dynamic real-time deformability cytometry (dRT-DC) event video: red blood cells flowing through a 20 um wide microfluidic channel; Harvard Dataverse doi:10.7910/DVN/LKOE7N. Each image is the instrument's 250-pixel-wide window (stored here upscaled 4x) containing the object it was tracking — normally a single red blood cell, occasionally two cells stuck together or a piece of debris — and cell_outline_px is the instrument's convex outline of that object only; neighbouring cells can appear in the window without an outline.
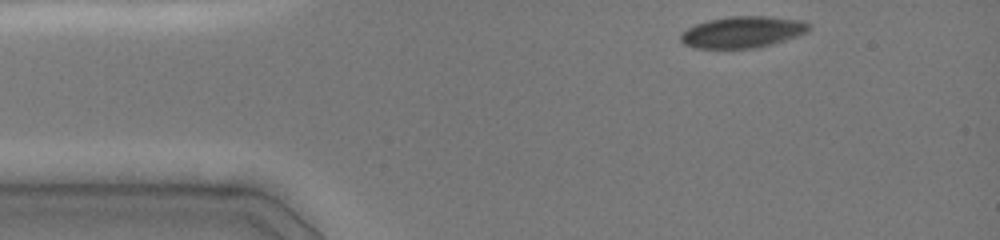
{"species": "common noctule bat (a hibernating species)", "species_latin": "Nyctalus noctula", "temperature_condition": "cold", "stored_images_in_passage": 7, "camera_frame_rate_fps": 3000, "um_per_image_px": 0.085, "animal": {"sex": "female", "body_mass_g": 19.0, "forearm_length_mm": 51.5}, "frame": {"image": 1, "passage_image": 1, "time_ms": 0.0, "image_size_px": [1000, 240], "cell_outline_px": [[812, 28], [808, 32], [760, 48], [696, 48], [684, 44], [680, 40], [680, 36], [688, 28], [696, 24], [708, 20], [732, 16], [764, 16], [804, 20], [812, 24]], "centroid_in_image_um": [63.18, 2.72], "position_along_channel_um": 21.8, "area_um2": 23.58}}
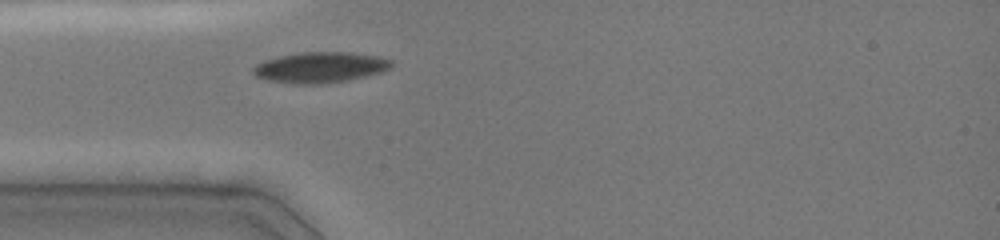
{"frame": {"image": 2, "passage_image": 7, "time_ms": 2.333, "image_size_px": [1000, 240], "cell_outline_px": [[392, 68], [384, 72], [348, 80], [320, 84], [292, 84], [268, 80], [256, 76], [252, 72], [252, 68], [256, 64], [264, 60], [280, 56], [300, 52], [348, 52], [380, 56], [392, 60]], "centroid_in_image_um": [27.24, 5.73], "position_along_channel_um": 57.8, "area_um2": 24.97}}